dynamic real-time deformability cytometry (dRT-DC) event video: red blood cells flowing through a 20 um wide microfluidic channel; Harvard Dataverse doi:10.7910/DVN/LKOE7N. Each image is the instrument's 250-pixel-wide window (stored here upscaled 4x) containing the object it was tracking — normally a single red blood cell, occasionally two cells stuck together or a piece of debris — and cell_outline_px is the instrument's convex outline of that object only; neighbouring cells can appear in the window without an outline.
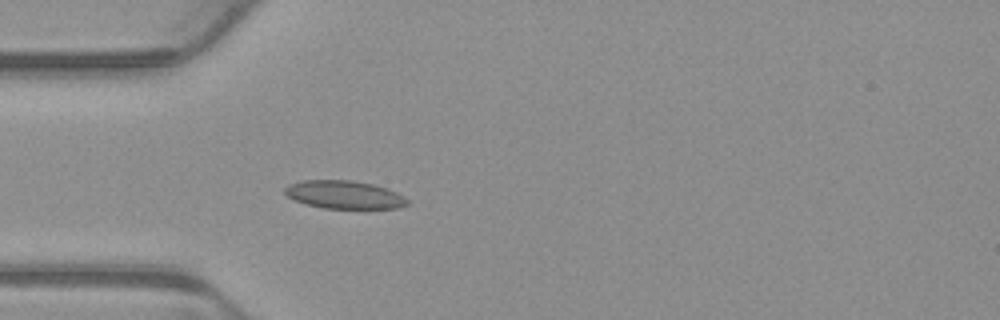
{"species": "common noctule bat (a hibernating species)", "species_latin": "Nyctalus noctula", "temperature_condition": "warm", "stored_images_in_passage": 4, "camera_frame_rate_fps": 3000, "um_per_image_px": 0.085, "animal": {"sex": "male", "body_mass_g": 23.1, "forearm_length_mm": 52.7}, "frame": {"image": 1, "passage_image": 4, "time_ms": 1.0, "image_size_px": [1000, 320], "cell_outline_px": [[408, 204], [400, 208], [324, 208], [304, 204], [288, 196], [284, 192], [284, 188], [288, 184], [300, 180], [352, 180], [372, 184], [388, 188], [404, 196], [408, 200]], "centroid_in_image_um": [29.25, 16.54], "position_along_channel_um": 55.7, "area_um2": 20.11}}